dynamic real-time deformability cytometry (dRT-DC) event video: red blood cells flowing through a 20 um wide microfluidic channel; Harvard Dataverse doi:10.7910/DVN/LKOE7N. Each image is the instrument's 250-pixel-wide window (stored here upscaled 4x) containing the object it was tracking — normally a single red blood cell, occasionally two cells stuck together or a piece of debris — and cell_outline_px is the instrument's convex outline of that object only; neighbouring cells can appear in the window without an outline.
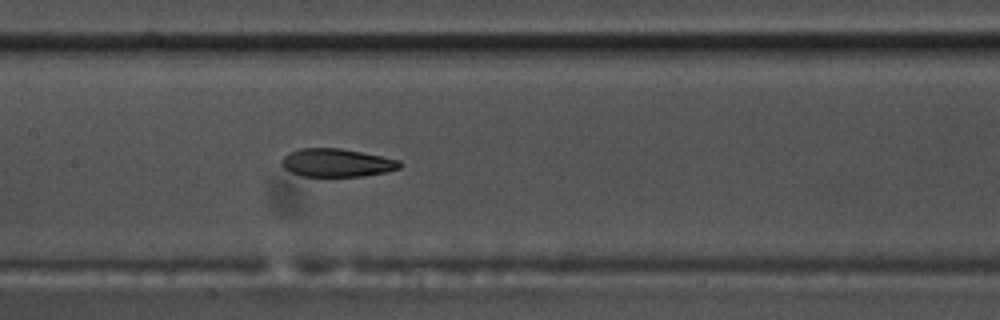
{"species": "common noctule bat (a hibernating species)", "species_latin": "Nyctalus noctula", "temperature_condition": "warm", "stored_images_in_passage": 57, "camera_frame_rate_fps": 3000, "um_per_image_px": 0.085, "animal": {"sex": "male", "body_mass_g": 17.5, "forearm_length_mm": 52.3}, "frame": {"image": 1, "passage_image": 27, "time_ms": 8.667, "image_size_px": [1000, 320], "cell_outline_px": [[400, 168], [384, 172], [364, 176], [300, 176], [288, 172], [280, 164], [280, 160], [288, 152], [300, 148], [340, 148], [400, 160]], "centroid_in_image_um": [28.54, 13.83], "position_along_channel_um": 178.9, "area_um2": 19.42}}
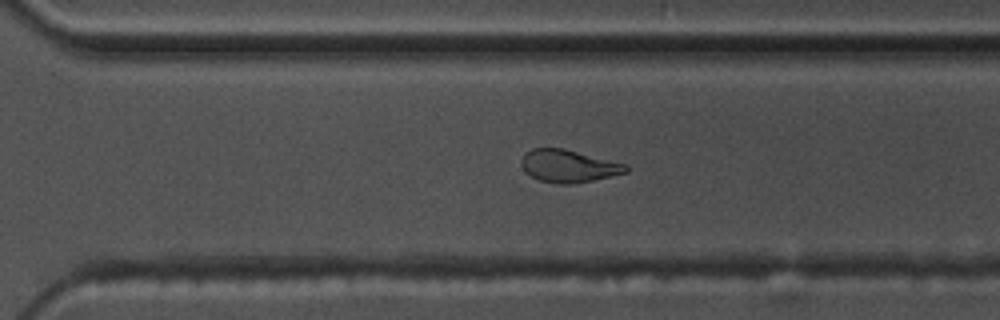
{"frame": {"image": 2, "passage_image": 39, "time_ms": 12.667, "image_size_px": [1000, 320], "cell_outline_px": [[628, 172], [592, 180], [572, 184], [560, 184], [540, 180], [524, 172], [520, 164], [520, 160], [524, 152], [532, 148], [564, 148], [628, 164]], "centroid_in_image_um": [48.3, 14.1], "position_along_channel_um": 322.3, "area_um2": 20.0}}
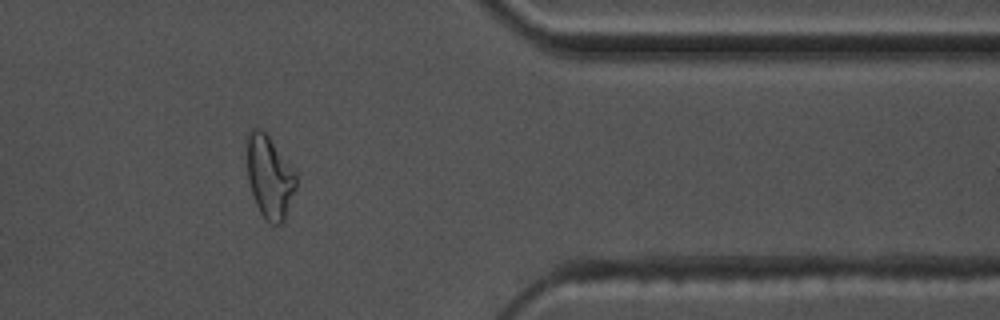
{"frame": {"image": 3, "passage_image": 46, "time_ms": 15.0, "image_size_px": [1000, 320], "cell_outline_px": [[296, 188], [284, 220], [280, 224], [272, 224], [260, 212], [256, 204], [248, 180], [248, 132], [252, 128], [260, 128], [268, 136], [296, 172]], "centroid_in_image_um": [22.93, 15.04], "position_along_channel_um": 388.5, "area_um2": 23.12}, "authors_computed_cell_mechanics": {"area_um2": 20.6924, "velocity_mm_per_s": 3.5963, "shape_relaxation_time_tau1_ms": 11.358, "shape_relaxation_time_tau2_ms": 2.7283, "deformation_change_tau1": 0.2589, "deformation_change_tau2": 0.0959}}